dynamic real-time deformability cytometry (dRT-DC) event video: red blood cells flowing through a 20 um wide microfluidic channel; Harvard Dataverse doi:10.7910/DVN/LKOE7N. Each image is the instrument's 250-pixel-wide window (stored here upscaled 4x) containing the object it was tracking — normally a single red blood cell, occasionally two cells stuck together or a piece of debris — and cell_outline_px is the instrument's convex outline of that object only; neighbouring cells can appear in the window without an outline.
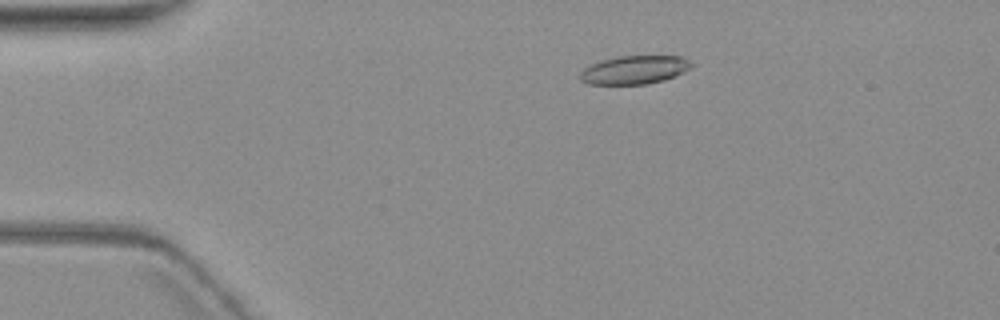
{"species": "common noctule bat (a hibernating species)", "species_latin": "Nyctalus noctula", "temperature_condition": "warm", "stored_images_in_passage": 7, "camera_frame_rate_fps": 3000, "um_per_image_px": 0.085, "animal": {"sex": "female", "body_mass_g": 19.3, "forearm_length_mm": 54.1}, "frame": {"image": 1, "passage_image": 3, "time_ms": 3.333, "image_size_px": [1000, 320], "cell_outline_px": [[692, 68], [676, 76], [664, 80], [648, 84], [588, 84], [580, 80], [580, 72], [584, 68], [592, 64], [616, 56], [680, 56], [688, 60], [692, 64]], "centroid_in_image_um": [53.94, 5.94], "position_along_channel_um": 31.1, "area_um2": 18.44}}
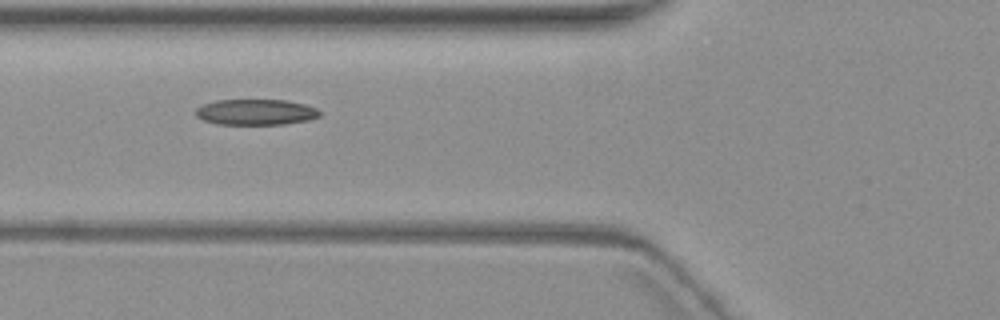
{"frame": {"image": 2, "passage_image": 6, "time_ms": 7.0, "image_size_px": [1000, 320], "cell_outline_px": [[320, 116], [308, 120], [284, 124], [216, 124], [204, 120], [196, 116], [196, 108], [204, 104], [216, 100], [288, 100], [304, 104], [316, 108], [320, 112]], "centroid_in_image_um": [21.75, 9.52], "position_along_channel_um": 104.1, "area_um2": 18.55}}
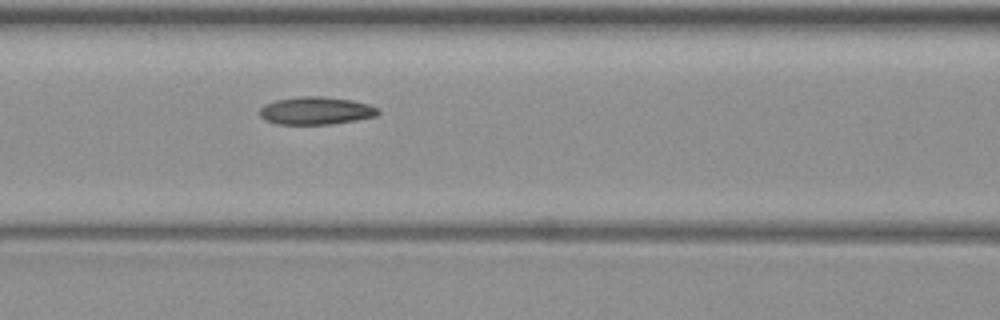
{"frame": {"image": 3, "passage_image": 7, "time_ms": 8.0, "image_size_px": [1000, 320], "cell_outline_px": [[380, 112], [376, 116], [356, 120], [332, 124], [276, 124], [264, 120], [260, 116], [260, 108], [264, 104], [276, 100], [300, 96], [320, 96], [352, 100], [368, 104], [380, 108]], "centroid_in_image_um": [26.86, 9.41], "position_along_channel_um": 139.7, "area_um2": 19.25}}